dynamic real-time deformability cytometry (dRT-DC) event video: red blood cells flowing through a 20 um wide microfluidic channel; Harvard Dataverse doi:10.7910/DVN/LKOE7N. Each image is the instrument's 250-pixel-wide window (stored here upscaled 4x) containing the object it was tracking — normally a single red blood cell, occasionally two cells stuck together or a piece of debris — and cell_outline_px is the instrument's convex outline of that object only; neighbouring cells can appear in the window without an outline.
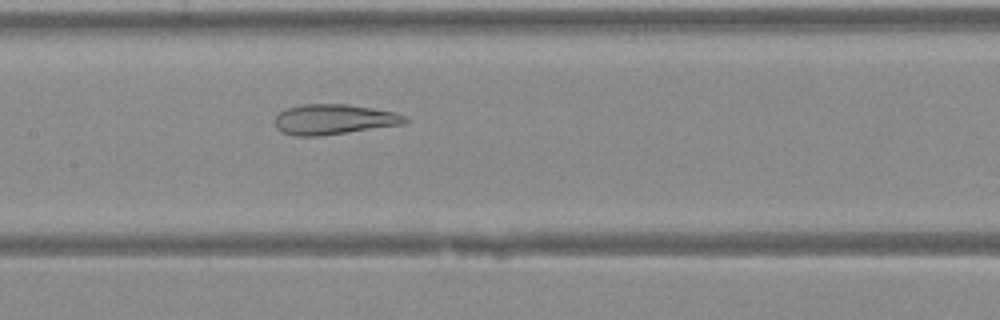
{"species": "Egyptian fruit bat (a non-hibernating species)", "species_latin": "Rousettus aegyptiacus", "temperature_condition": "warm", "stored_images_in_passage": 30, "camera_frame_rate_fps": 3000, "um_per_image_px": 0.085, "animal": {"sex": "female"}, "frame": {"image": 1, "passage_image": 16, "time_ms": 5.0, "image_size_px": [1000, 320], "cell_outline_px": [[408, 124], [348, 132], [316, 136], [292, 136], [280, 132], [276, 128], [276, 116], [280, 112], [288, 108], [304, 104], [348, 104], [372, 108], [392, 112], [404, 116], [408, 120]], "centroid_in_image_um": [28.38, 10.16], "position_along_channel_um": 179.0, "area_um2": 22.89}}
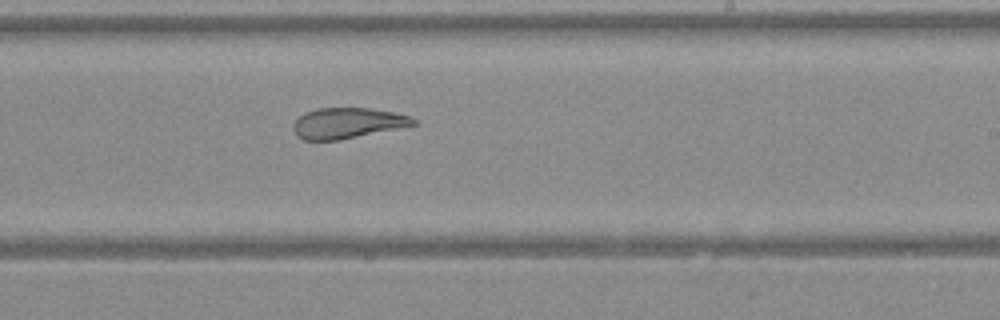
{"frame": {"image": 2, "passage_image": 21, "time_ms": 6.667, "image_size_px": [1000, 320], "cell_outline_px": [[420, 124], [340, 140], [304, 140], [296, 136], [292, 128], [292, 124], [304, 112], [316, 108], [368, 108], [392, 112], [408, 116], [416, 120]], "centroid_in_image_um": [29.51, 10.47], "position_along_channel_um": 259.5, "area_um2": 21.56}}
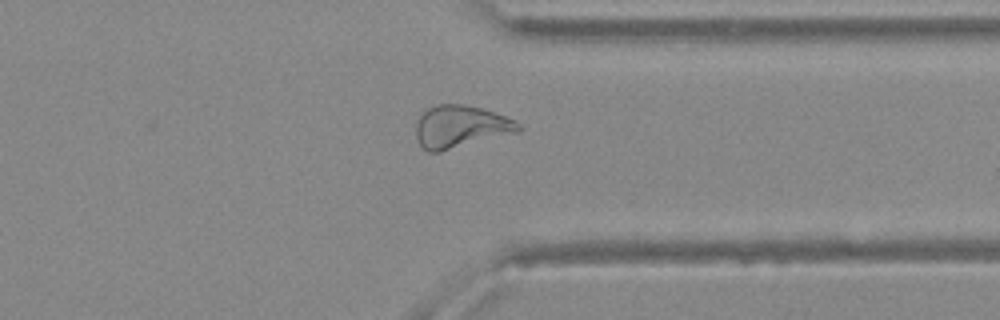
{"frame": {"image": 3, "passage_image": 28, "time_ms": 9.0, "image_size_px": [1000, 320], "cell_outline_px": [[520, 132], [440, 152], [428, 152], [420, 144], [416, 136], [416, 124], [420, 116], [428, 108], [436, 104], [464, 104], [480, 108], [504, 116], [520, 124]], "centroid_in_image_um": [39.14, 10.78], "position_along_channel_um": 372.3, "area_um2": 25.2}}